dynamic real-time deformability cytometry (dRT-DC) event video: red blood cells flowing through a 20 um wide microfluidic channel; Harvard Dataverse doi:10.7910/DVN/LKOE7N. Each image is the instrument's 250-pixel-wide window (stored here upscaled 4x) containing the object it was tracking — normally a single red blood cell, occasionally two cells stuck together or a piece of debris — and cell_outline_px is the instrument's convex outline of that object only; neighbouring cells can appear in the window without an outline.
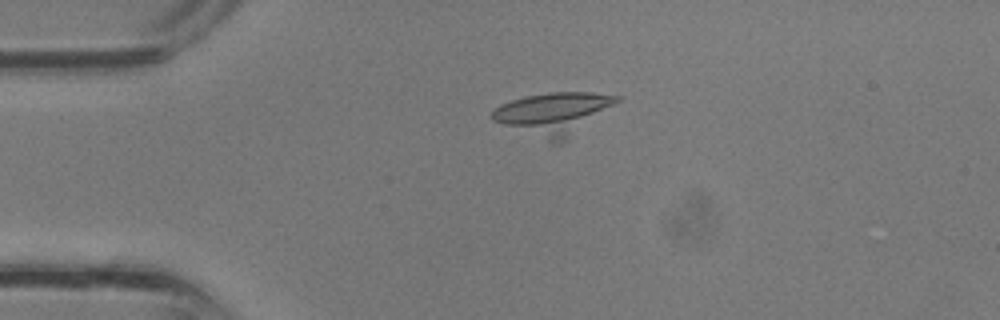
{"species": "common noctule bat (a hibernating species)", "species_latin": "Nyctalus noctula", "temperature_condition": "room temperature", "stored_images_in_passage": 13, "camera_frame_rate_fps": 3000, "um_per_image_px": 0.085, "animal": {"sex": "male", "body_mass_g": 13.3}, "frame": {"image": 1, "passage_image": 1, "time_ms": 0.0, "image_size_px": [1000, 320], "cell_outline_px": [[624, 96], [620, 100], [560, 144], [552, 144], [492, 120], [492, 112], [500, 104], [524, 96], [552, 92], [592, 92]], "centroid_in_image_um": [47.04, 9.64], "position_along_channel_um": 38.0, "area_um2": 30.35}}
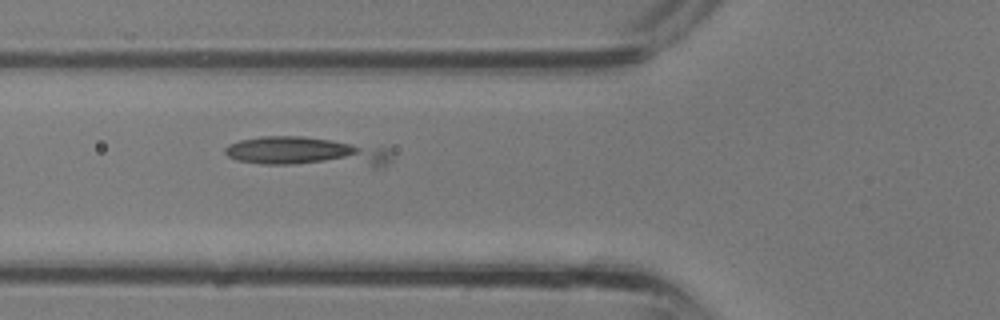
{"frame": {"image": 2, "passage_image": 6, "time_ms": 1.667, "image_size_px": [1000, 320], "cell_outline_px": [[392, 160], [388, 164], [380, 168], [376, 168], [264, 164], [236, 160], [228, 156], [224, 152], [224, 148], [228, 144], [240, 140], [260, 136], [304, 136], [388, 148], [392, 152]], "centroid_in_image_um": [26.17, 12.94], "position_along_channel_um": 99.6, "area_um2": 29.59}}